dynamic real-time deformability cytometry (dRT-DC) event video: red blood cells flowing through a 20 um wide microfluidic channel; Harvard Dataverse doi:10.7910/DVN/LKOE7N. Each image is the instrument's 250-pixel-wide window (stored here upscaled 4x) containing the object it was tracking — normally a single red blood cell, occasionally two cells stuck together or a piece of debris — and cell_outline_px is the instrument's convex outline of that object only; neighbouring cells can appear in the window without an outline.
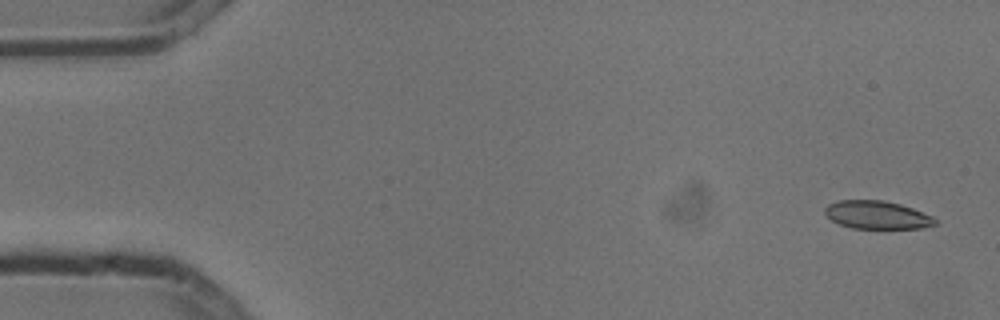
{"species": "common noctule bat (a hibernating species)", "species_latin": "Nyctalus noctula", "temperature_condition": "cold", "stored_images_in_passage": 10, "camera_frame_rate_fps": 3000, "um_per_image_px": 0.085, "animal": {"sex": "male", "body_mass_g": 13.3}, "frame": {"image": 1, "passage_image": 1, "time_ms": 0.0, "image_size_px": [1000, 320], "cell_outline_px": [[936, 224], [920, 228], [852, 228], [840, 224], [832, 220], [824, 212], [824, 208], [828, 204], [836, 200], [884, 200], [900, 204], [912, 208], [932, 216], [936, 220]], "centroid_in_image_um": [74.52, 18.26], "position_along_channel_um": 10.5, "area_um2": 17.92}}
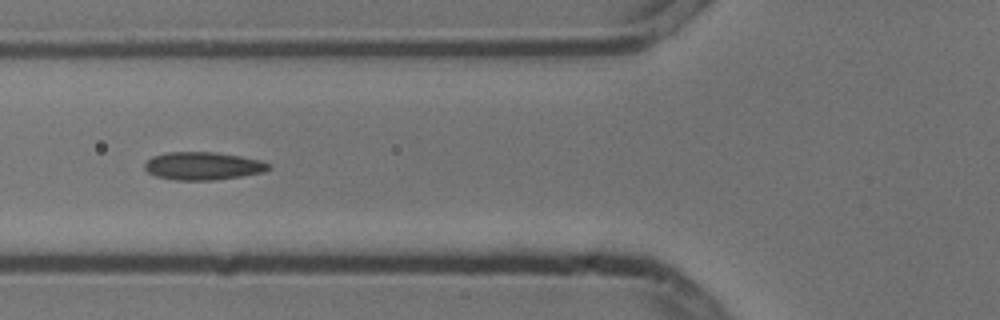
{"frame": {"image": 2, "passage_image": 6, "time_ms": 1.667, "image_size_px": [1000, 320], "cell_outline_px": [[272, 168], [264, 172], [240, 176], [212, 180], [176, 180], [156, 176], [148, 172], [144, 168], [144, 164], [152, 156], [168, 152], [212, 152], [240, 156], [260, 160], [272, 164]], "centroid_in_image_um": [17.27, 14.1], "position_along_channel_um": 108.5, "area_um2": 20.11}}
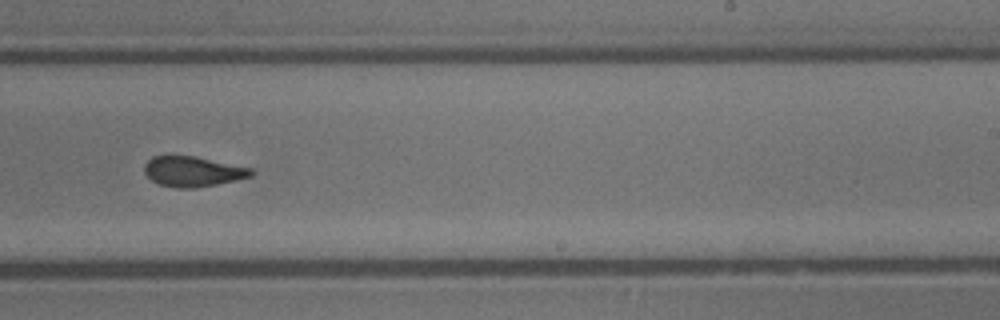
{"frame": {"image": 3, "passage_image": 10, "time_ms": 3.0, "image_size_px": [1000, 320], "cell_outline_px": [[256, 172], [252, 176], [236, 180], [216, 184], [192, 188], [176, 188], [160, 184], [152, 180], [144, 172], [144, 164], [152, 156], [196, 156], [252, 168]], "centroid_in_image_um": [16.41, 14.57], "position_along_channel_um": 272.6, "area_um2": 18.79}}